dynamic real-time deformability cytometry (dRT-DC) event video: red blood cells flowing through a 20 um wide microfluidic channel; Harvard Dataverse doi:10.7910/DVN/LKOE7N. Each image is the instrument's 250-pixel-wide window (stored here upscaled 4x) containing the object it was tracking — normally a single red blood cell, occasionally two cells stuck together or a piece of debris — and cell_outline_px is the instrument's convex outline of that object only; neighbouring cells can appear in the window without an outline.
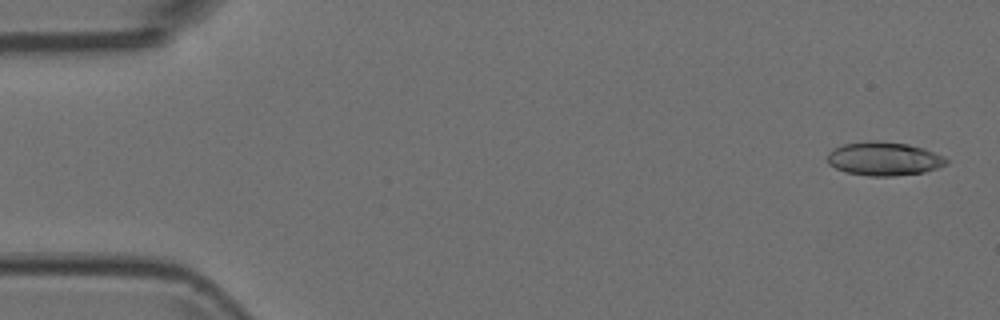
{"species": "Egyptian fruit bat (a non-hibernating species)", "species_latin": "Rousettus aegyptiacus", "temperature_condition": "room temperature", "stored_images_in_passage": 4, "camera_frame_rate_fps": 3000, "um_per_image_px": 0.085, "animal": {"sex": "female"}, "frame": {"image": 1, "passage_image": 1, "time_ms": 0.0, "image_size_px": [1000, 320], "cell_outline_px": [[948, 164], [924, 172], [892, 176], [868, 176], [848, 172], [836, 168], [828, 164], [828, 152], [844, 144], [868, 140], [872, 140], [908, 144], [924, 148], [944, 156], [948, 160]], "centroid_in_image_um": [75.15, 13.49], "position_along_channel_um": 9.8, "area_um2": 23.24}}
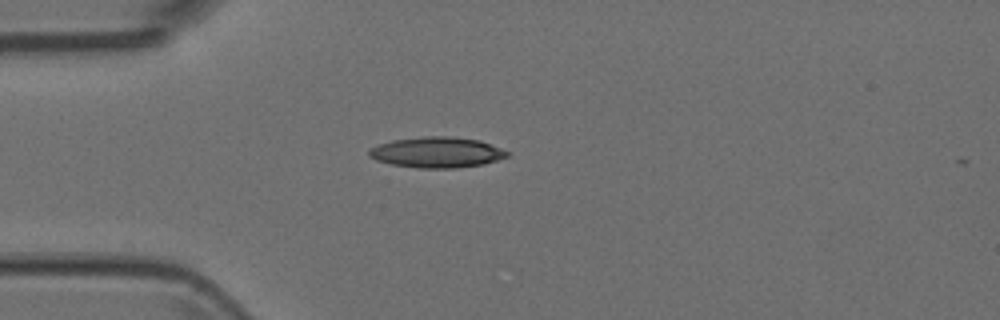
{"frame": {"image": 2, "passage_image": 4, "time_ms": 1.0, "image_size_px": [1000, 320], "cell_outline_px": [[512, 152], [508, 156], [484, 164], [456, 168], [420, 168], [392, 164], [376, 160], [368, 156], [368, 152], [372, 148], [380, 144], [392, 140], [424, 136], [448, 136], [480, 140]], "centroid_in_image_um": [37.17, 12.95], "position_along_channel_um": 47.8, "area_um2": 24.68}}